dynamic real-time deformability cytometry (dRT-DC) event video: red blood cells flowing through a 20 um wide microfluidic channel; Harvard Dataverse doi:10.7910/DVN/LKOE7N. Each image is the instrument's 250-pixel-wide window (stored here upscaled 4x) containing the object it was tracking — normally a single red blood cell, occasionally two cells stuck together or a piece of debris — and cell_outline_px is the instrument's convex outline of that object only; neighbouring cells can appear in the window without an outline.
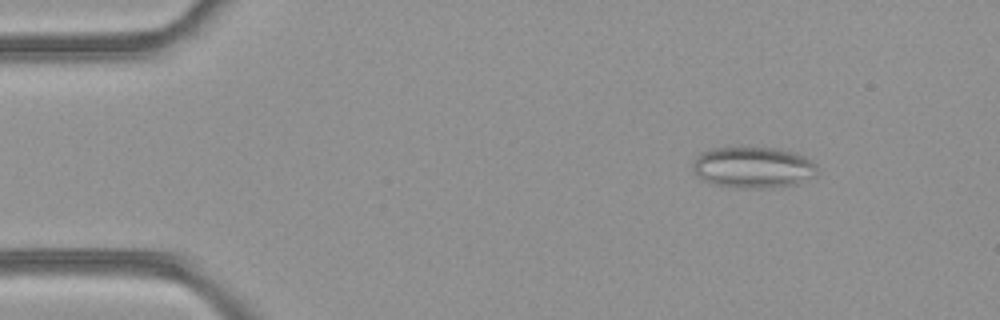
{"species": "common noctule bat (a hibernating species)", "species_latin": "Nyctalus noctula", "temperature_condition": "room temperature", "stored_images_in_passage": 50, "camera_frame_rate_fps": 3000, "um_per_image_px": 0.085, "animal": {"sex": "female", "body_mass_g": 21.9}, "frame": {"image": 1, "passage_image": 7, "time_ms": 2.0, "image_size_px": [1000, 320], "cell_outline_px": [[816, 172], [812, 176], [796, 184], [772, 188], [732, 188], [712, 184], [696, 176], [692, 168], [692, 164], [696, 156], [700, 152], [712, 148], [776, 148], [796, 152], [804, 156], [816, 164]], "centroid_in_image_um": [63.97, 14.24], "position_along_channel_um": 21.0, "area_um2": 30.11}}
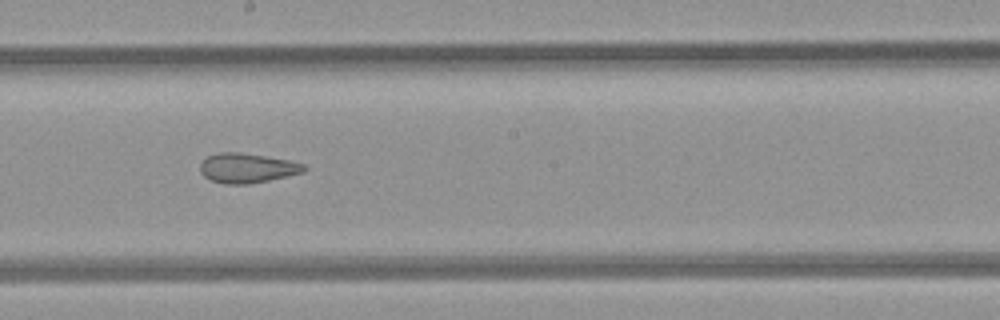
{"frame": {"image": 2, "passage_image": 28, "time_ms": 9.0, "image_size_px": [1000, 320], "cell_outline_px": [[308, 168], [304, 172], [268, 180], [248, 184], [224, 184], [212, 180], [204, 176], [200, 172], [200, 164], [208, 156], [216, 152], [240, 152], [288, 160], [304, 164]], "centroid_in_image_um": [20.99, 14.28], "position_along_channel_um": 227.2, "area_um2": 17.86}}
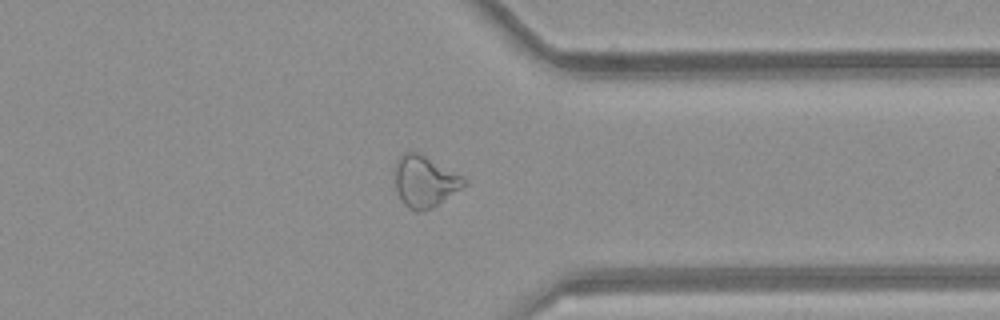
{"frame": {"image": 3, "passage_image": 39, "time_ms": 12.667, "image_size_px": [1000, 320], "cell_outline_px": [[468, 184], [436, 204], [420, 212], [416, 212], [408, 208], [404, 204], [396, 188], [392, 172], [396, 160], [404, 152], [416, 152], [424, 156], [468, 180]], "centroid_in_image_um": [36.04, 15.41], "position_along_channel_um": 375.4, "area_um2": 20.35}, "authors_computed_cell_mechanics": {"area_um2": 22.6865, "velocity_mm_per_s": 4.1711, "shape_relaxation_time_tau1_ms": null, "shape_relaxation_time_tau2_ms": 2.2925, "deformation_change_tau1": null, "deformation_change_tau2": 0.1102}}